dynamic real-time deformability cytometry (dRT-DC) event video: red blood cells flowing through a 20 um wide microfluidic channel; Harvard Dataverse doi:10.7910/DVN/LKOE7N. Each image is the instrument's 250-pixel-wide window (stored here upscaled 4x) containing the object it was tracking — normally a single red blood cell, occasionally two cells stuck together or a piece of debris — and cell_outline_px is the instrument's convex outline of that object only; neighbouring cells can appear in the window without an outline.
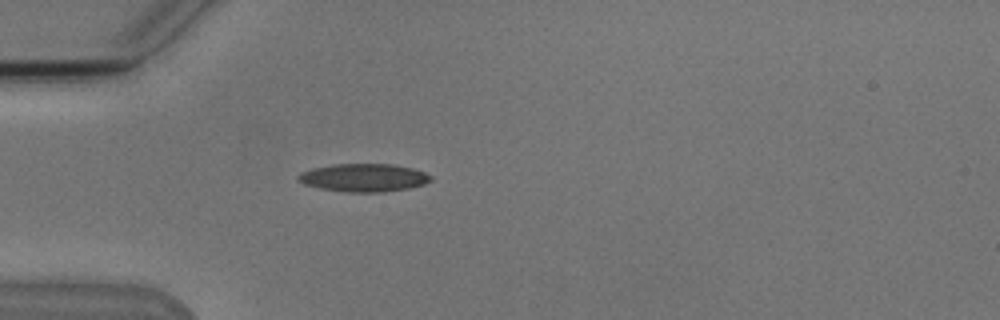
{"species": "Egyptian fruit bat (a non-hibernating species)", "species_latin": "Rousettus aegyptiacus", "temperature_condition": "cold", "stored_images_in_passage": 1, "camera_frame_rate_fps": 3000, "um_per_image_px": 0.085, "animal": {"sex": "male"}, "frame": {"image": 1, "passage_image": 1, "time_ms": 0.0, "image_size_px": [1000, 320], "cell_outline_px": [[432, 180], [424, 184], [408, 188], [384, 192], [348, 192], [320, 188], [304, 184], [296, 180], [296, 176], [300, 172], [312, 168], [332, 164], [392, 164], [412, 168], [424, 172], [432, 176]], "centroid_in_image_um": [30.89, 15.1], "position_along_channel_um": 54.1, "area_um2": 21.73}}